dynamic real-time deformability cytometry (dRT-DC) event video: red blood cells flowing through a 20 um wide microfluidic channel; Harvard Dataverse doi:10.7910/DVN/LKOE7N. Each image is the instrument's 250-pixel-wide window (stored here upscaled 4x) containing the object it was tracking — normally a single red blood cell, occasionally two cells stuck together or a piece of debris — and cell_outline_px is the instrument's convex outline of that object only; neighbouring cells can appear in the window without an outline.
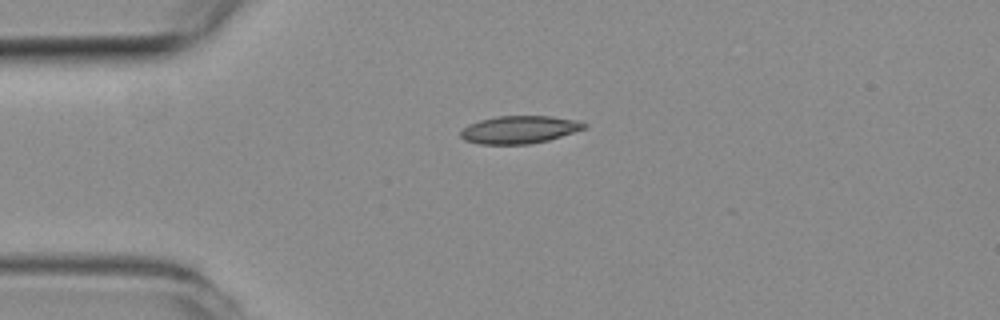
{"species": "common noctule bat (a hibernating species)", "species_latin": "Nyctalus noctula", "temperature_condition": "room temperature", "stored_images_in_passage": 32, "camera_frame_rate_fps": 3000, "um_per_image_px": 0.085, "animal": {"sex": "female", "body_mass_g": 19.3, "forearm_length_mm": 54.1}, "frame": {"image": 1, "passage_image": 1, "time_ms": 0.0, "image_size_px": [1000, 320], "cell_outline_px": [[588, 124], [584, 128], [548, 140], [528, 144], [480, 144], [464, 140], [460, 136], [460, 132], [468, 124], [480, 120], [496, 116], [552, 116], [576, 120]], "centroid_in_image_um": [44.11, 11.01], "position_along_channel_um": 40.9, "area_um2": 19.77}}
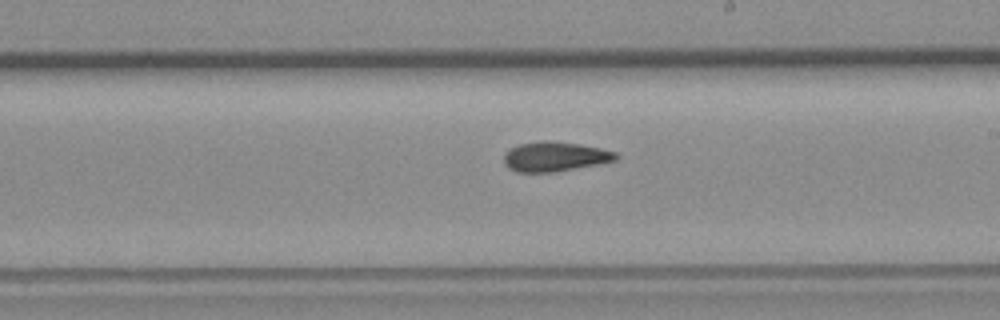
{"frame": {"image": 2, "passage_image": 18, "time_ms": 5.667, "image_size_px": [1000, 320], "cell_outline_px": [[620, 156], [616, 160], [556, 172], [516, 172], [508, 168], [504, 164], [504, 152], [508, 148], [520, 144], [544, 140], [552, 140], [580, 144], [600, 148], [616, 152]], "centroid_in_image_um": [47.13, 13.3], "position_along_channel_um": 241.9, "area_um2": 19.54}}
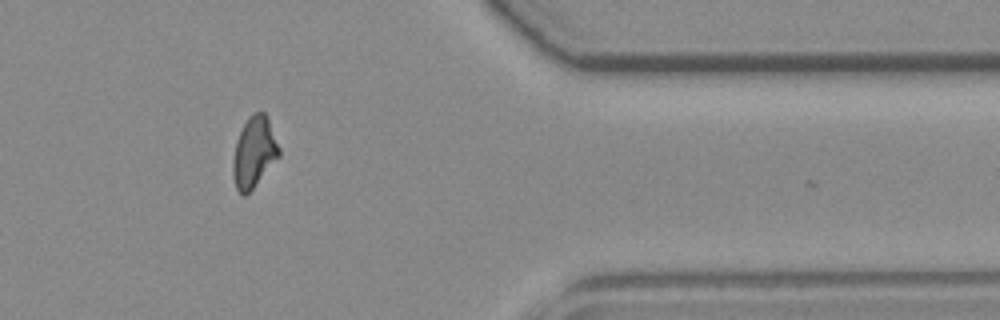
{"frame": {"image": 3, "passage_image": 31, "time_ms": 10.0, "image_size_px": [1000, 320], "cell_outline_px": [[280, 156], [252, 188], [244, 196], [236, 188], [232, 176], [232, 160], [236, 140], [248, 116], [252, 112], [264, 112], [268, 116], [280, 148]], "centroid_in_image_um": [21.59, 12.9], "position_along_channel_um": 389.8, "area_um2": 19.07}}